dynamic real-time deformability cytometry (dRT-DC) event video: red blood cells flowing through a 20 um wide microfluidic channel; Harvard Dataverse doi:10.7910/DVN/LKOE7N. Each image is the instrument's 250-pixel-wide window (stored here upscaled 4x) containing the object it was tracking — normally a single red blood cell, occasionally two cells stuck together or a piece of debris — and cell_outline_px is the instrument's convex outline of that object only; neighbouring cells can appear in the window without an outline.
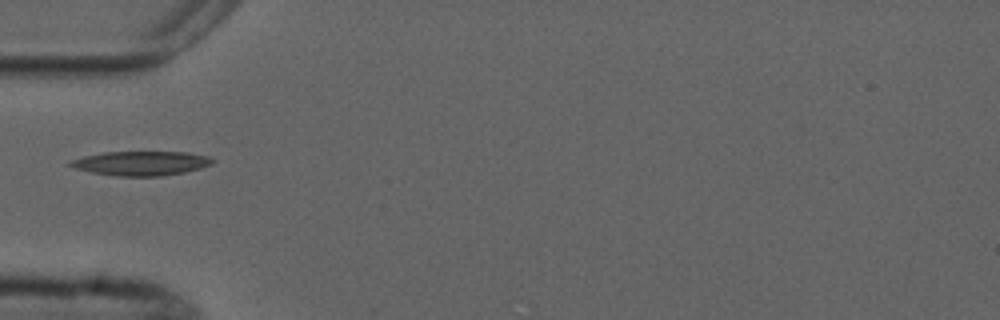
{"species": "common noctule bat (a hibernating species)", "species_latin": "Nyctalus noctula", "temperature_condition": "cold", "stored_images_in_passage": 2, "camera_frame_rate_fps": 3000, "um_per_image_px": 0.085, "animal": {"sex": "male", "forearm_length_mm": 52.5}, "frame": {"image": 1, "passage_image": 2, "time_ms": 2.0, "image_size_px": [1000, 320], "cell_outline_px": [[216, 160], [212, 164], [200, 168], [184, 172], [160, 176], [116, 176], [92, 172], [72, 168], [68, 164], [68, 160], [84, 156], [104, 152], [188, 152], [208, 156]], "centroid_in_image_um": [11.97, 13.87], "position_along_channel_um": 73.0, "area_um2": 20.23}}